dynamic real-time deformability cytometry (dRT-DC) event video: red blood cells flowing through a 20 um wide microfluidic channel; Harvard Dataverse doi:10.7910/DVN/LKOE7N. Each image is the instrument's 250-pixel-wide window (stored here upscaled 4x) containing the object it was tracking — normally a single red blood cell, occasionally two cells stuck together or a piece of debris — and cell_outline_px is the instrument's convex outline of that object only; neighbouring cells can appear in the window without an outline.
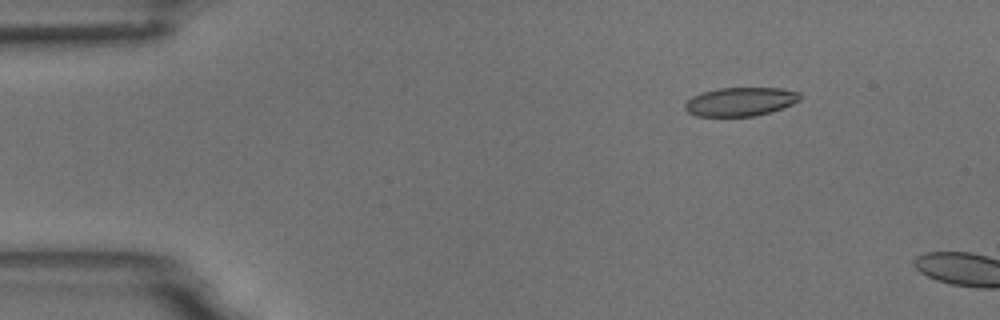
{"species": "common noctule bat (a hibernating species)", "species_latin": "Nyctalus noctula", "temperature_condition": "room temperature", "stored_images_in_passage": 3, "camera_frame_rate_fps": 3000, "um_per_image_px": 0.085, "animal": {"sex": "male", "body_mass_g": 18.8}, "frame": {"image": 1, "passage_image": 2, "time_ms": 0.333, "image_size_px": [1000, 320], "cell_outline_px": [[800, 100], [792, 104], [768, 112], [752, 116], [696, 116], [688, 112], [684, 108], [684, 104], [692, 96], [700, 92], [720, 88], [780, 88], [800, 92]], "centroid_in_image_um": [62.9, 8.63], "position_along_channel_um": 22.1, "area_um2": 19.13}}